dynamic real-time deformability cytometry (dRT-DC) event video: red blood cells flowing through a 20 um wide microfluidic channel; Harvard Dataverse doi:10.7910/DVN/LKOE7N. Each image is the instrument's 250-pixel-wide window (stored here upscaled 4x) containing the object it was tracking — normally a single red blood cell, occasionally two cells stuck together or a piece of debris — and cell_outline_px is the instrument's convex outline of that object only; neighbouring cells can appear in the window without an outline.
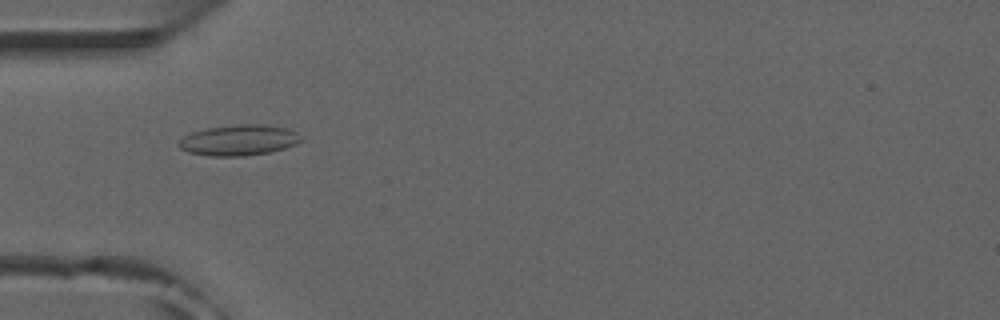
{"species": "common noctule bat (a hibernating species)", "species_latin": "Nyctalus noctula", "temperature_condition": "room temperature", "stored_images_in_passage": 4, "camera_frame_rate_fps": 3000, "um_per_image_px": 0.085, "animal": {"sex": "male", "forearm_length_mm": 52.5}, "frame": {"image": 1, "passage_image": 3, "time_ms": 0.667, "image_size_px": [1000, 320], "cell_outline_px": [[304, 140], [296, 144], [272, 152], [244, 156], [208, 156], [188, 152], [180, 148], [176, 144], [184, 136], [192, 132], [204, 128], [236, 124], [260, 124], [288, 128], [296, 132]], "centroid_in_image_um": [20.3, 11.91], "position_along_channel_um": 64.7, "area_um2": 22.14}}
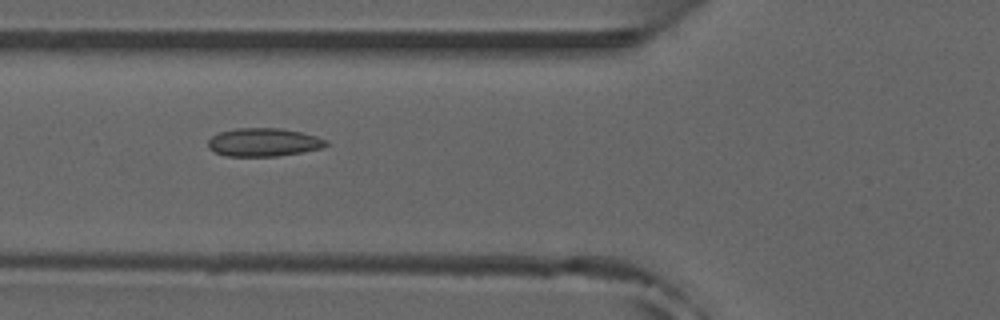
{"frame": {"image": 2, "passage_image": 4, "time_ms": 1.0, "image_size_px": [1000, 320], "cell_outline_px": [[328, 144], [320, 148], [300, 152], [276, 156], [224, 156], [212, 152], [208, 148], [208, 140], [212, 136], [220, 132], [236, 128], [280, 128], [300, 132], [316, 136], [328, 140]], "centroid_in_image_um": [22.35, 12.09], "position_along_channel_um": 103.4, "area_um2": 19.42}}